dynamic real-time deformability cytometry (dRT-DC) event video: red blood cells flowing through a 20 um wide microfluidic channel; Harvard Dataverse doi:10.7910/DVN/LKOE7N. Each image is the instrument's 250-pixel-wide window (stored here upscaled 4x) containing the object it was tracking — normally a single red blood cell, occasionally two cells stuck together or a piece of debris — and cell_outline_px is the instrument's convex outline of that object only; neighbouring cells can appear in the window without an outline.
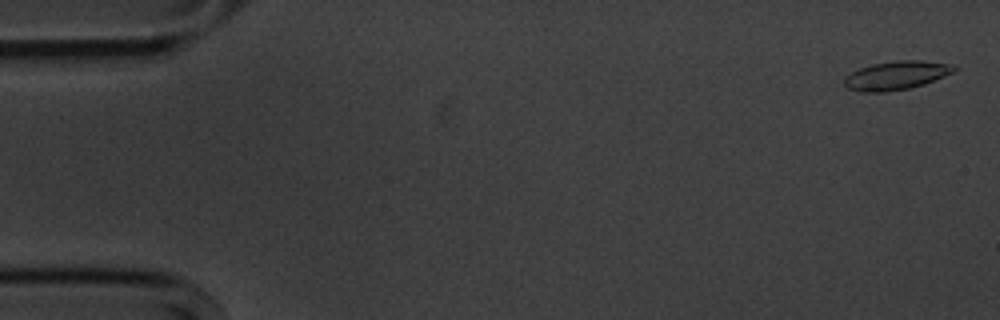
{"species": "common noctule bat (a hibernating species)", "species_latin": "Nyctalus noctula", "temperature_condition": "cold", "stored_images_in_passage": 56, "camera_frame_rate_fps": 3000, "um_per_image_px": 0.085, "animal": {"sex": "male", "body_mass_g": 20.1, "forearm_length_mm": 53.5}, "frame": {"image": 1, "passage_image": 2, "time_ms": 0.333, "image_size_px": [1000, 320], "cell_outline_px": [[956, 68], [952, 72], [944, 76], [924, 84], [908, 88], [884, 92], [860, 92], [848, 88], [844, 84], [844, 76], [860, 68], [872, 64], [896, 60], [920, 60], [956, 64]], "centroid_in_image_um": [76.18, 6.4], "position_along_channel_um": 8.8, "area_um2": 18.32}}
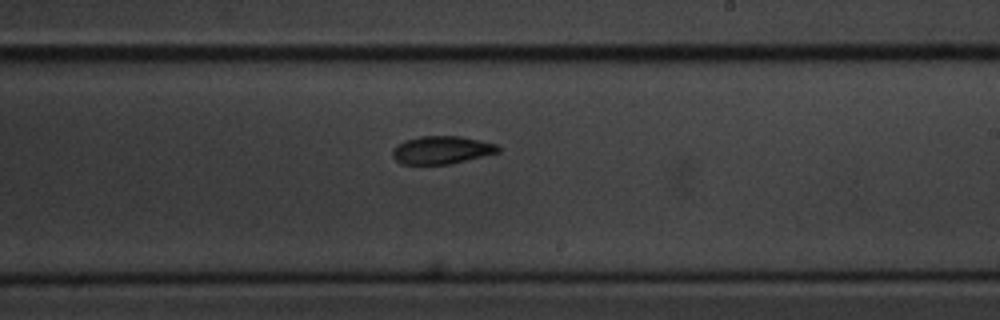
{"frame": {"image": 2, "passage_image": 33, "time_ms": 10.667, "image_size_px": [1000, 320], "cell_outline_px": [[500, 152], [448, 164], [400, 164], [392, 156], [392, 152], [396, 144], [404, 140], [420, 136], [460, 136], [480, 140], [496, 144], [500, 148]], "centroid_in_image_um": [37.51, 12.74], "position_along_channel_um": 251.5, "area_um2": 17.17}}
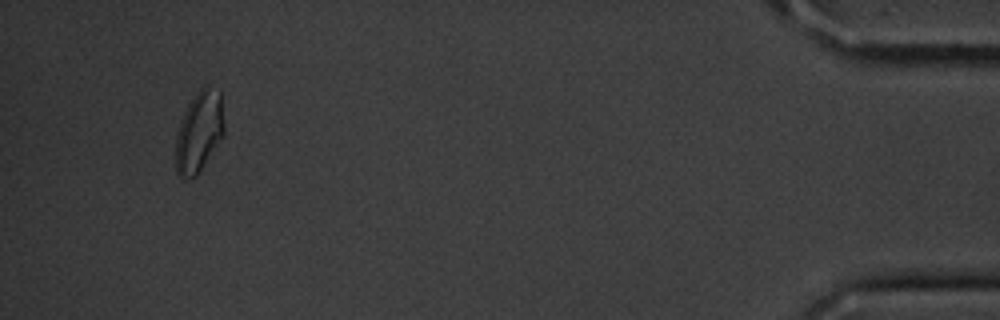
{"frame": {"image": 3, "passage_image": 53, "time_ms": 17.333, "image_size_px": [1000, 320], "cell_outline_px": [[224, 136], [196, 176], [180, 176], [176, 172], [176, 136], [180, 120], [188, 104], [196, 92], [204, 84], [208, 84], [220, 92], [224, 124]], "centroid_in_image_um": [16.94, 11.14], "position_along_channel_um": 418.3, "area_um2": 22.83}, "authors_computed_cell_mechanics": {"area_um2": 17.7157, "velocity_mm_per_s": 3.5918, "shape_relaxation_time_tau1_ms": 10.3833, "shape_relaxation_time_tau2_ms": 9.5284, "deformation_change_tau1": 0.2029, "deformation_change_tau2": 0.1682}}